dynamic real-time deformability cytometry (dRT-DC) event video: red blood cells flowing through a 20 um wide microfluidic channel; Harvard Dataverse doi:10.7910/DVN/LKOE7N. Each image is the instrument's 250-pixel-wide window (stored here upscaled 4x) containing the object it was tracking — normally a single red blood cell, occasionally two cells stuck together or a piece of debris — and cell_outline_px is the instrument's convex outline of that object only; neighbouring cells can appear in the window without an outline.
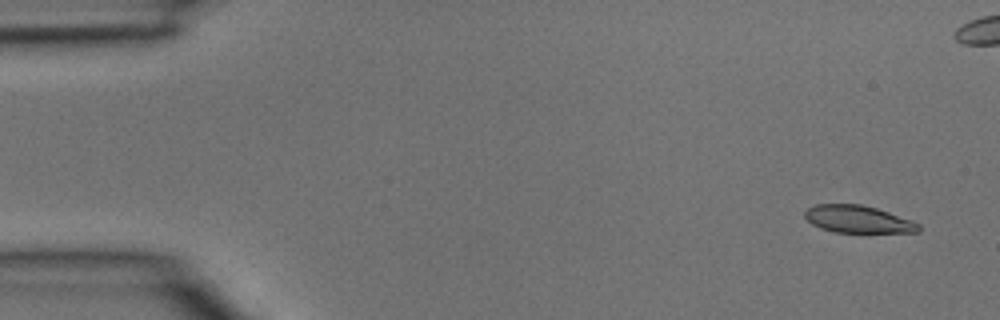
{"species": "common noctule bat (a hibernating species)", "species_latin": "Nyctalus noctula", "temperature_condition": "room temperature", "stored_images_in_passage": 5, "camera_frame_rate_fps": 3000, "um_per_image_px": 0.085, "animal": {"sex": "male", "body_mass_g": 15.6}, "frame": {"image": 1, "passage_image": 1, "time_ms": 0.0, "image_size_px": [1000, 320], "cell_outline_px": [[920, 232], [836, 232], [820, 228], [812, 224], [804, 216], [804, 212], [808, 208], [816, 204], [860, 204], [876, 208], [912, 220], [920, 224]], "centroid_in_image_um": [72.93, 18.63], "position_along_channel_um": 12.1, "area_um2": 18.03}}